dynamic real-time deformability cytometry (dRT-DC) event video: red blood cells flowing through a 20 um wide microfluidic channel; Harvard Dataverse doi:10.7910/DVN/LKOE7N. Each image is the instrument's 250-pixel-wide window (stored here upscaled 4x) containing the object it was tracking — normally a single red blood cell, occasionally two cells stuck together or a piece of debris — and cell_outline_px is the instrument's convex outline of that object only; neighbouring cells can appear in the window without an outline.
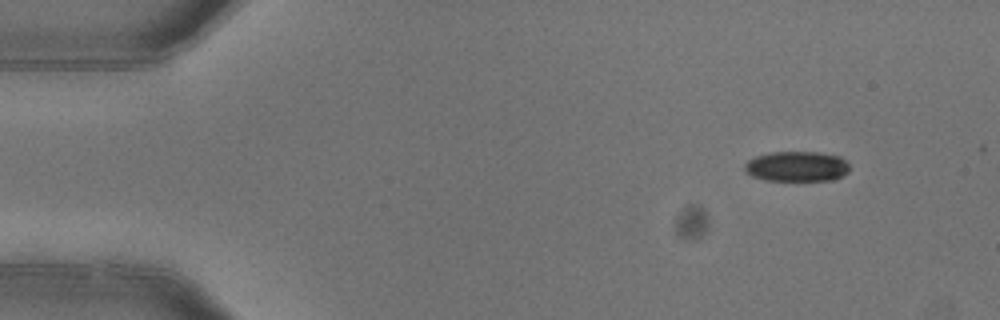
{"species": "common noctule bat (a hibernating species)", "species_latin": "Nyctalus noctula", "temperature_condition": "warm", "stored_images_in_passage": 3, "camera_frame_rate_fps": 3000, "um_per_image_px": 0.085, "animal": {"sex": "female"}, "frame": {"image": 1, "passage_image": 1, "time_ms": 0.0, "image_size_px": [1000, 320], "cell_outline_px": [[848, 172], [832, 180], [764, 180], [752, 176], [744, 172], [744, 164], [748, 160], [756, 156], [768, 152], [816, 152], [840, 156], [848, 164]], "centroid_in_image_um": [67.68, 14.14], "position_along_channel_um": 17.3, "area_um2": 18.44}}
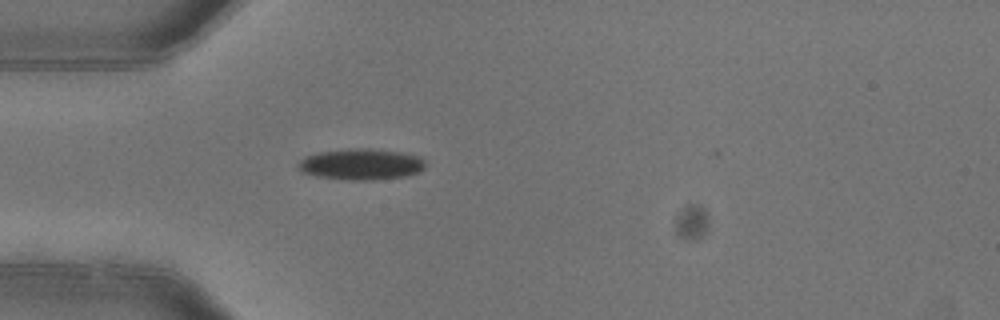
{"frame": {"image": 2, "passage_image": 3, "time_ms": 0.667, "image_size_px": [1000, 320], "cell_outline_px": [[424, 168], [420, 172], [404, 176], [372, 180], [352, 180], [316, 176], [300, 172], [296, 168], [296, 164], [304, 156], [316, 152], [348, 148], [376, 148], [400, 152], [420, 156], [424, 160]], "centroid_in_image_um": [30.64, 13.94], "position_along_channel_um": 54.4, "area_um2": 23.47}}